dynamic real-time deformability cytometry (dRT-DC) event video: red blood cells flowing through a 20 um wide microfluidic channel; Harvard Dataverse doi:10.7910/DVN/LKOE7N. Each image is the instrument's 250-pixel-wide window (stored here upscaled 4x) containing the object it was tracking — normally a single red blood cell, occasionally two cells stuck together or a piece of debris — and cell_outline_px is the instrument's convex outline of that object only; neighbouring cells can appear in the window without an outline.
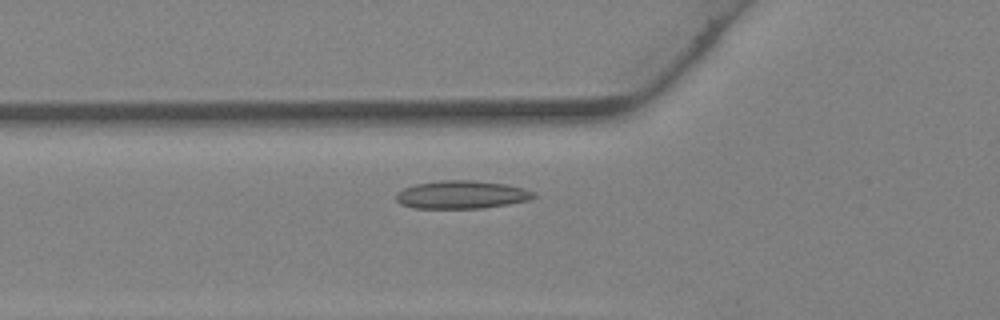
{"species": "Egyptian fruit bat (a non-hibernating species)", "species_latin": "Rousettus aegyptiacus", "temperature_condition": "warm", "stored_images_in_passage": 27, "camera_frame_rate_fps": 3000, "um_per_image_px": 0.085, "animal": {"sex": "female"}, "frame": {"image": 1, "passage_image": 2, "time_ms": 0.333, "image_size_px": [1000, 320], "cell_outline_px": [[536, 196], [532, 200], [484, 208], [412, 208], [400, 204], [396, 200], [396, 192], [404, 188], [416, 184], [444, 180], [472, 180], [504, 184], [524, 188], [536, 192]], "centroid_in_image_um": [39.26, 16.55], "position_along_channel_um": 86.5, "area_um2": 22.6}}
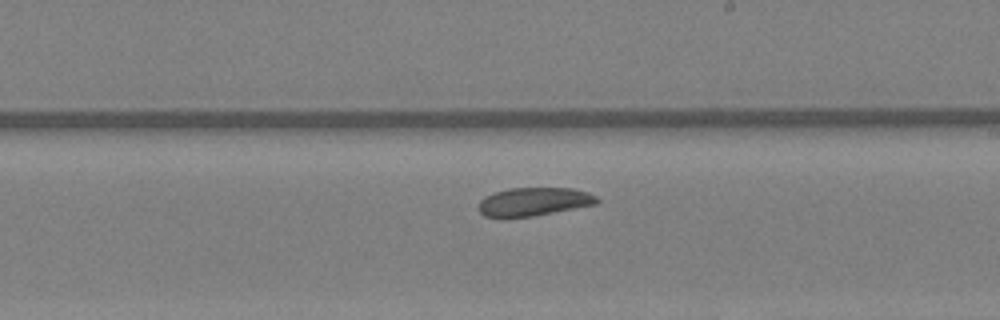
{"frame": {"image": 2, "passage_image": 11, "time_ms": 3.333, "image_size_px": [1000, 320], "cell_outline_px": [[600, 200], [596, 204], [532, 216], [484, 216], [480, 212], [480, 200], [484, 196], [508, 188], [572, 188], [588, 192], [596, 196]], "centroid_in_image_um": [45.41, 17.12], "position_along_channel_um": 243.6, "area_um2": 19.19}}
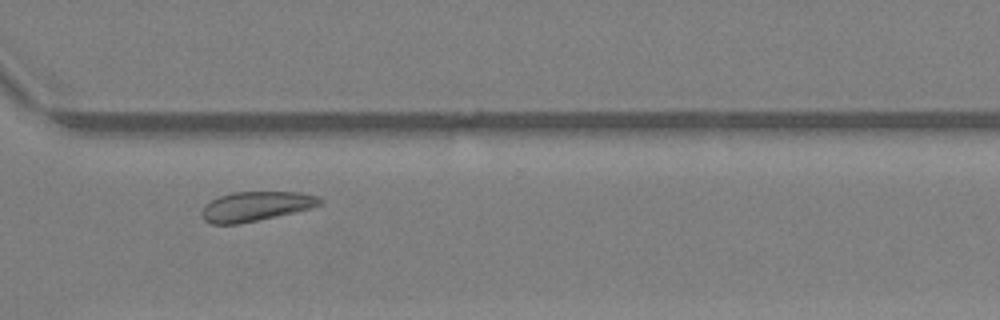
{"frame": {"image": 3, "passage_image": 17, "time_ms": 5.333, "image_size_px": [1000, 320], "cell_outline_px": [[324, 204], [292, 212], [256, 220], [236, 224], [212, 224], [204, 220], [200, 212], [204, 204], [220, 196], [232, 192], [296, 192], [316, 196], [324, 200]], "centroid_in_image_um": [21.7, 17.53], "position_along_channel_um": 348.9, "area_um2": 20.06}}